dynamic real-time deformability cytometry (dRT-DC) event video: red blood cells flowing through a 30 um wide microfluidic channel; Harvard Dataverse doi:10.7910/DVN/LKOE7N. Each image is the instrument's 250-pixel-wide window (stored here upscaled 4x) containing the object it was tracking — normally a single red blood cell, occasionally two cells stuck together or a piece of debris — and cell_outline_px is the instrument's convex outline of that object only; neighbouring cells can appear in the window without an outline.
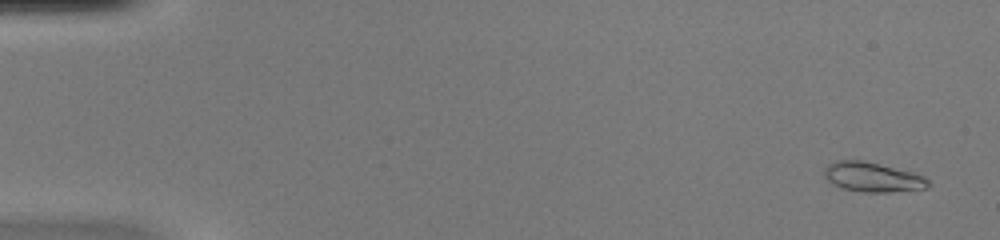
{"species": "common noctule bat (a hibernating species)", "species_latin": "Nyctalus noctula", "temperature_condition": "warm", "stored_images_in_passage": 52, "camera_frame_rate_fps": 3000, "um_per_image_px": 0.085, "animal": {"sex": "female", "body_mass_g": 20.0, "forearm_length_mm": 54.0}, "frame": {"image": 1, "passage_image": 3, "time_ms": 0.667, "image_size_px": [1000, 240], "cell_outline_px": [[932, 184], [928, 188], [888, 192], [864, 192], [840, 188], [832, 184], [824, 176], [824, 168], [828, 164], [836, 160], [864, 160], [912, 172], [924, 176]], "centroid_in_image_um": [74.16, 15.05], "position_along_channel_um": 10.8, "area_um2": 18.09}}
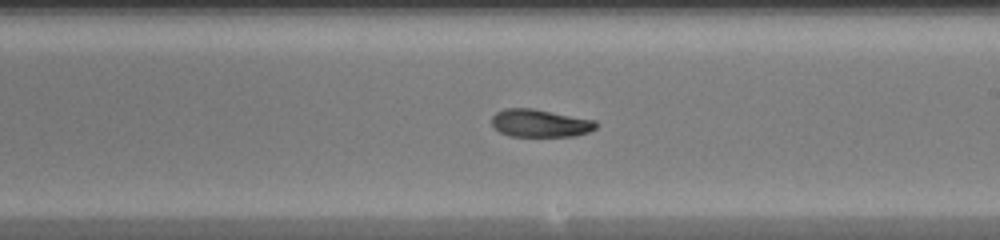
{"frame": {"image": 2, "passage_image": 31, "time_ms": 10.0, "image_size_px": [1000, 240], "cell_outline_px": [[600, 124], [596, 128], [588, 132], [572, 136], [508, 136], [500, 132], [492, 124], [492, 116], [496, 112], [504, 108], [532, 108], [596, 120]], "centroid_in_image_um": [45.92, 10.46], "position_along_channel_um": 243.1, "area_um2": 16.94}}
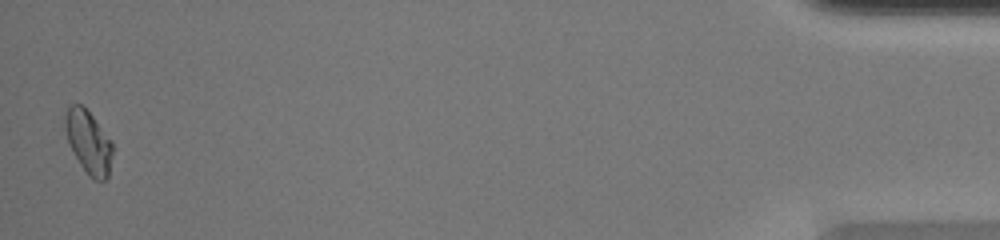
{"frame": {"image": 3, "passage_image": 51, "time_ms": 16.667, "image_size_px": [1000, 240], "cell_outline_px": [[112, 152], [108, 176], [104, 180], [96, 180], [88, 176], [80, 164], [68, 140], [64, 128], [64, 116], [68, 108], [72, 104], [80, 104], [92, 116], [112, 140]], "centroid_in_image_um": [7.52, 12.07], "position_along_channel_um": 427.7, "area_um2": 17.11}, "authors_computed_cell_mechanics": {"area_um2": 17.34, "velocity_mm_per_s": 4.0964, "shape_relaxation_time_tau1_ms": 6.7767, "shape_relaxation_time_tau2_ms": 0.9799, "deformation_change_tau1": 0.205, "deformation_change_tau2": 0.0501}}